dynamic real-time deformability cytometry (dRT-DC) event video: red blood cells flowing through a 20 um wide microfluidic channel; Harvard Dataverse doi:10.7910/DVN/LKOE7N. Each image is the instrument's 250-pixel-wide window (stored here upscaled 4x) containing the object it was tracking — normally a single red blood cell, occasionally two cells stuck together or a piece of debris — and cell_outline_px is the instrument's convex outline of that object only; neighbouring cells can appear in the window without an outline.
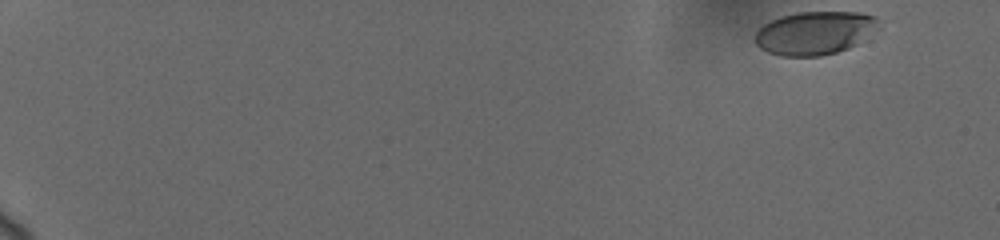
{"species": "human", "species_latin": "Homo sapiens", "temperature_condition": "cold", "stored_images_in_passage": 6, "camera_frame_rate_fps": 3000, "um_per_image_px": 0.085, "donor": {"sex": "female"}, "frame": {"image": 1, "passage_image": 1, "time_ms": 0.0, "image_size_px": [1000, 240], "cell_outline_px": [[880, 28], [856, 44], [848, 48], [836, 52], [820, 56], [780, 56], [768, 52], [760, 48], [756, 44], [752, 36], [764, 24], [780, 16], [796, 12], [860, 12], [876, 16], [880, 20]], "centroid_in_image_um": [69.26, 2.79], "position_along_channel_um": 15.7, "area_um2": 31.5}}
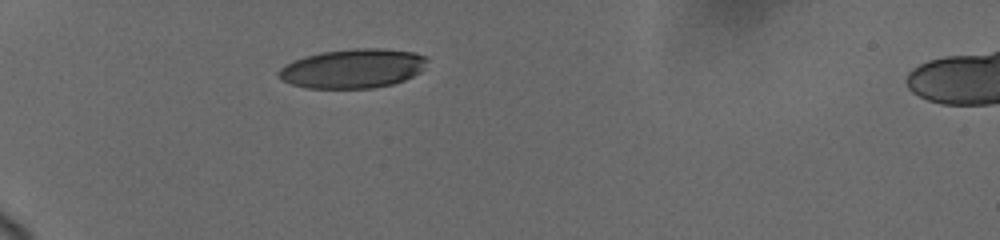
{"frame": {"image": 2, "passage_image": 6, "time_ms": 5.333, "image_size_px": [1000, 240], "cell_outline_px": [[428, 60], [424, 68], [420, 72], [404, 80], [392, 84], [372, 88], [304, 88], [292, 84], [284, 80], [276, 72], [280, 68], [292, 60], [304, 56], [320, 52], [356, 48], [380, 48], [412, 52], [424, 56]], "centroid_in_image_um": [29.98, 5.82], "position_along_channel_um": 55.0, "area_um2": 33.93}}